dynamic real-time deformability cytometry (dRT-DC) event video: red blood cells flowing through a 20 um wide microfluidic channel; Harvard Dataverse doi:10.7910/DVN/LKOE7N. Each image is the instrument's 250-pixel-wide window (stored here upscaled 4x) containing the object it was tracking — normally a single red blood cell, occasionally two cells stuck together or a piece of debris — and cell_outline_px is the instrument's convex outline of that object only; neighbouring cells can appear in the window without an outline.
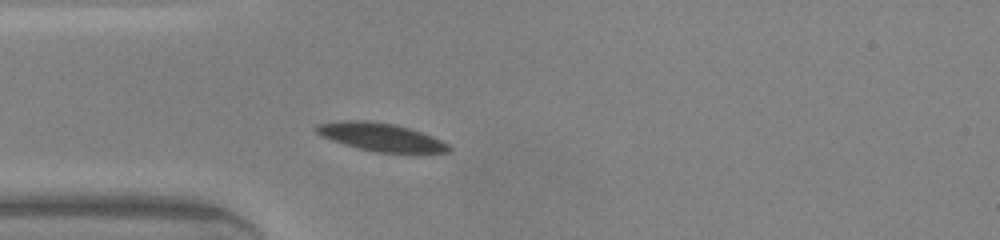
{"species": "common noctule bat (a hibernating species)", "species_latin": "Nyctalus noctula", "temperature_condition": "warm", "stored_images_in_passage": 32, "camera_frame_rate_fps": 3000, "um_per_image_px": 0.085, "animal": {"sex": "male", "body_mass_g": 20.0, "forearm_length_mm": 53.3}, "frame": {"image": 1, "passage_image": 6, "time_ms": 1.667, "image_size_px": [1000, 240], "cell_outline_px": [[452, 148], [448, 152], [376, 152], [360, 148], [332, 140], [320, 136], [316, 132], [316, 124], [340, 120], [368, 120], [396, 124], [432, 136], [448, 144]], "centroid_in_image_um": [32.33, 11.62], "position_along_channel_um": 52.7, "area_um2": 21.39}}
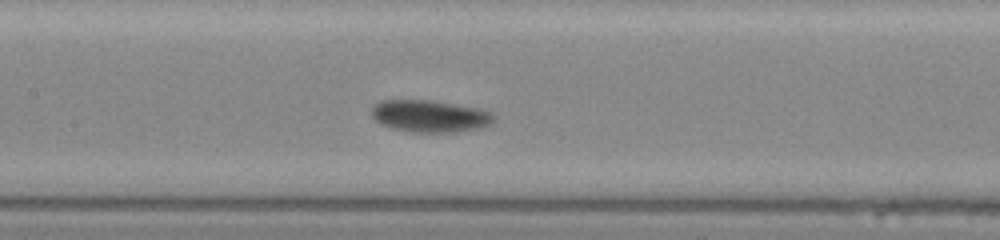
{"frame": {"image": 2, "passage_image": 15, "time_ms": 4.667, "image_size_px": [1000, 240], "cell_outline_px": [[496, 116], [488, 124], [480, 128], [452, 132], [412, 132], [392, 128], [380, 124], [372, 116], [372, 104], [380, 100], [432, 100], [480, 108], [492, 112]], "centroid_in_image_um": [36.51, 9.85], "position_along_channel_um": 170.9, "area_um2": 22.95}}
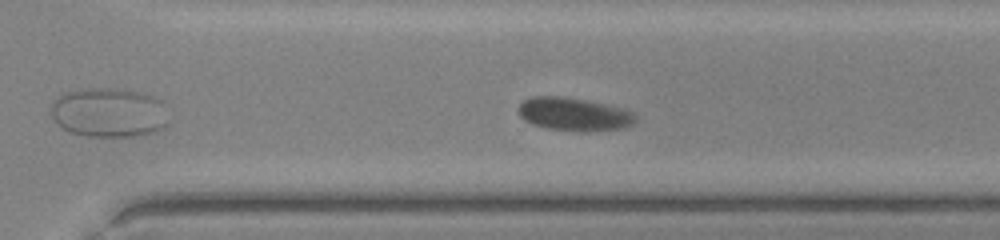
{"frame": {"image": 3, "passage_image": 26, "time_ms": 8.333, "image_size_px": [1000, 240], "cell_outline_px": [[636, 120], [632, 124], [624, 128], [588, 132], [548, 128], [532, 124], [524, 120], [520, 116], [516, 108], [524, 100], [532, 96], [560, 96], [584, 100], [604, 104], [620, 108], [632, 112], [636, 116]], "centroid_in_image_um": [48.75, 9.71], "position_along_channel_um": 321.8, "area_um2": 22.54}, "authors_computed_cell_mechanics": {"area_um2": 22.5709, "velocity_mm_per_s": 4.1176, "shape_relaxation_time_tau1_ms": 3.8565, "shape_relaxation_time_tau2_ms": 1.6714, "deformation_change_tau1": 0.1218, "deformation_change_tau2": 0.0346}}